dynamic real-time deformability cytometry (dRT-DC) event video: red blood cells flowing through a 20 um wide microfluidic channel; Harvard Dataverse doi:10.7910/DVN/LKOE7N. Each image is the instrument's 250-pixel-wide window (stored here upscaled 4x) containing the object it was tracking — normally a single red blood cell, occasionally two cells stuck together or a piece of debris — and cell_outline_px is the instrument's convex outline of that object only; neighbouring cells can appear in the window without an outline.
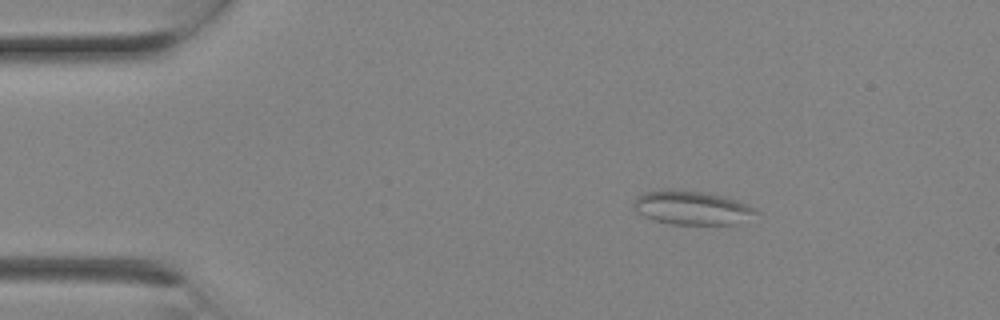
{"species": "Egyptian fruit bat (a non-hibernating species)", "species_latin": "Rousettus aegyptiacus", "temperature_condition": "room temperature", "stored_images_in_passage": 1, "camera_frame_rate_fps": 3000, "um_per_image_px": 0.085, "animal": {"sex": "female"}, "frame": {"image": 1, "passage_image": 1, "time_ms": 0.0, "image_size_px": [1000, 320], "cell_outline_px": [[760, 212], [732, 224], [672, 224], [656, 220], [644, 216], [636, 212], [632, 208], [632, 200], [636, 196], [644, 192], [664, 188], [668, 188], [708, 192], [724, 196], [736, 200], [756, 208]], "centroid_in_image_um": [58.72, 17.62], "position_along_channel_um": 26.3, "area_um2": 24.33}}